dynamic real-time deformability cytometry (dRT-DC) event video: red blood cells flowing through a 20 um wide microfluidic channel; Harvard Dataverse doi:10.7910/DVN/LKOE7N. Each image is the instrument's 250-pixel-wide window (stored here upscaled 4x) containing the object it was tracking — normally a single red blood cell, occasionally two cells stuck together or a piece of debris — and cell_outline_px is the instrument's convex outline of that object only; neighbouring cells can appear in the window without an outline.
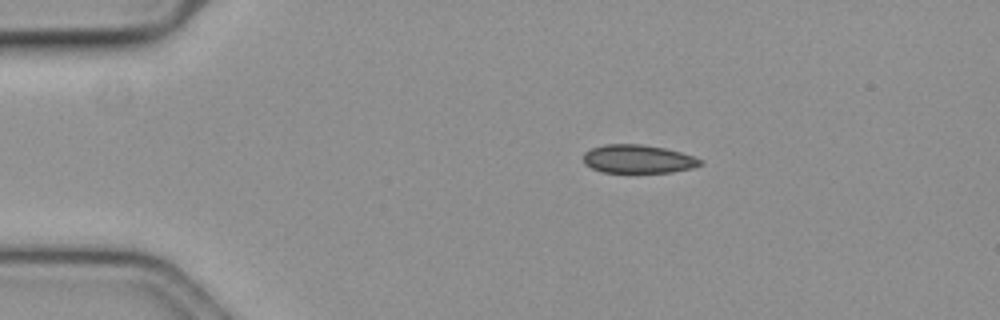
{"species": "common noctule bat (a hibernating species)", "species_latin": "Nyctalus noctula", "temperature_condition": "cold", "stored_images_in_passage": 47, "camera_frame_rate_fps": 3000, "um_per_image_px": 0.085, "animal": {"sex": "female", "body_mass_g": 19.3, "forearm_length_mm": 54.1}, "frame": {"image": 1, "passage_image": 1, "time_ms": 0.0, "image_size_px": [1000, 320], "cell_outline_px": [[704, 164], [692, 168], [672, 172], [604, 172], [592, 168], [584, 164], [584, 152], [592, 148], [604, 144], [640, 144], [664, 148], [680, 152], [704, 160]], "centroid_in_image_um": [54.25, 13.51], "position_along_channel_um": 30.8, "area_um2": 19.31}}
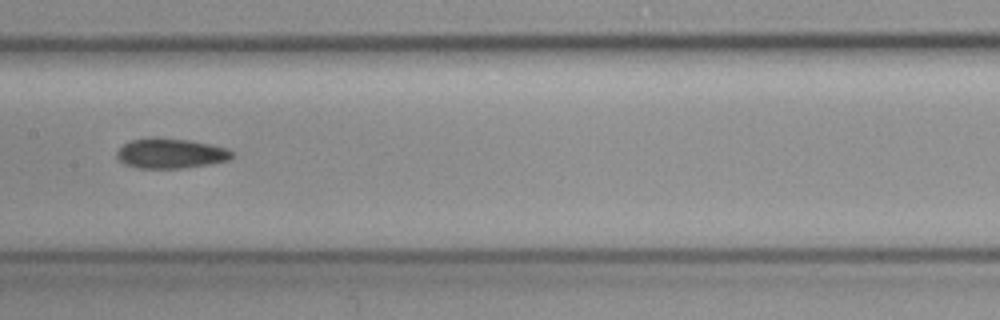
{"frame": {"image": 2, "passage_image": 19, "time_ms": 6.0, "image_size_px": [1000, 320], "cell_outline_px": [[236, 156], [228, 160], [208, 164], [180, 168], [136, 168], [124, 164], [116, 156], [116, 152], [124, 144], [132, 140], [148, 136], [156, 136], [188, 140], [212, 144], [228, 148]], "centroid_in_image_um": [14.5, 13.02], "position_along_channel_um": 192.9, "area_um2": 20.4}}
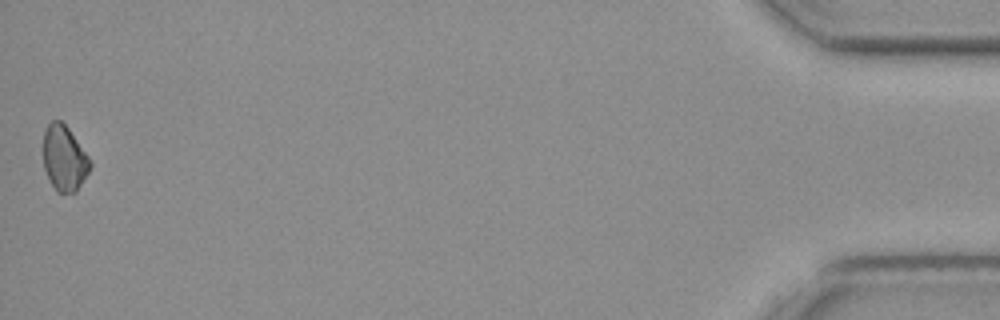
{"frame": {"image": 3, "passage_image": 47, "time_ms": 15.333, "image_size_px": [1000, 320], "cell_outline_px": [[92, 164], [88, 172], [76, 192], [56, 192], [44, 168], [44, 132], [48, 124], [52, 120], [60, 120], [68, 128], [92, 160]], "centroid_in_image_um": [5.48, 13.44], "position_along_channel_um": 429.7, "area_um2": 17.69}}